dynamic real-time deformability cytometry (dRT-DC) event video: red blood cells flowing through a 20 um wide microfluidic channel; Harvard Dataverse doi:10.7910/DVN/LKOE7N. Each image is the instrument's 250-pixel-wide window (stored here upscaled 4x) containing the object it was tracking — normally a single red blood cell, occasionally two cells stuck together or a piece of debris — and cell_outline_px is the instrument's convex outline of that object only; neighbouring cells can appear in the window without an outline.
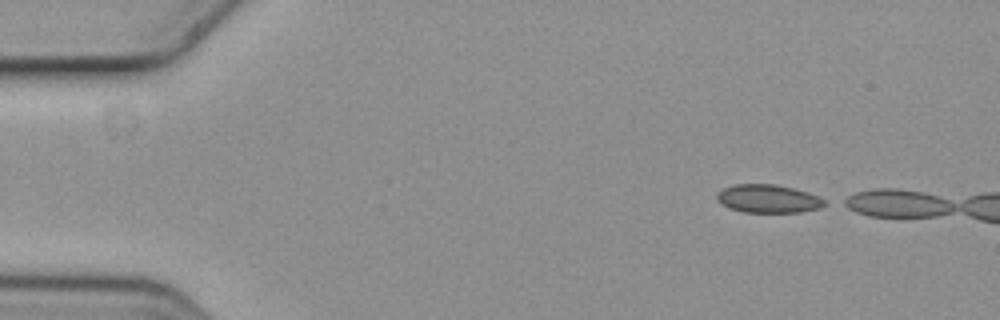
{"species": "common noctule bat (a hibernating species)", "species_latin": "Nyctalus noctula", "temperature_condition": "cold", "stored_images_in_passage": 2, "camera_frame_rate_fps": 3000, "um_per_image_px": 0.085, "animal": {"sex": "female", "body_mass_g": 19.3, "forearm_length_mm": 54.1}, "frame": {"image": 1, "passage_image": 1, "time_ms": 0.0, "image_size_px": [1000, 320], "cell_outline_px": [[828, 204], [820, 208], [800, 212], [744, 212], [728, 208], [716, 200], [716, 192], [724, 188], [736, 184], [772, 184], [792, 188], [816, 196], [824, 200]], "centroid_in_image_um": [65.24, 16.9], "position_along_channel_um": 19.8, "area_um2": 17.57}}